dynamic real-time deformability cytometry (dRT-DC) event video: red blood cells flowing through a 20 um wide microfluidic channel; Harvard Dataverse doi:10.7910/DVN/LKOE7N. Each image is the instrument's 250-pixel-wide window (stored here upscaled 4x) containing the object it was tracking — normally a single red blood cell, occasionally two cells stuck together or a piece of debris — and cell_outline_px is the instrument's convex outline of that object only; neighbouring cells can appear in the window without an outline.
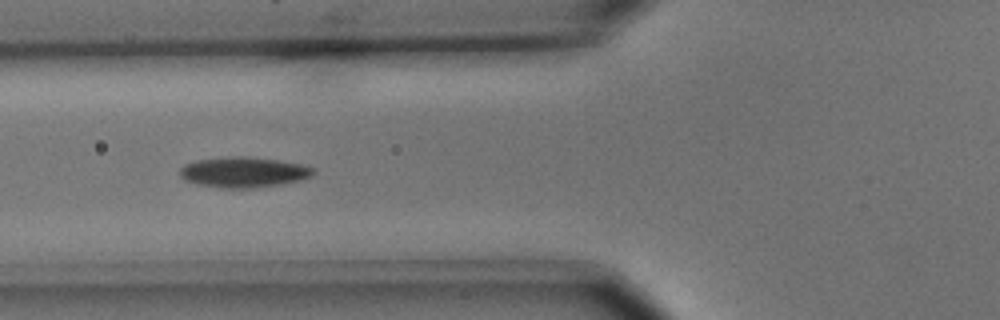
{"species": "common noctule bat (a hibernating species)", "species_latin": "Nyctalus noctula", "temperature_condition": "cold", "stored_images_in_passage": 20, "camera_frame_rate_fps": 3000, "um_per_image_px": 0.085, "animal": {"sex": "male", "body_mass_g": 15.6}, "frame": {"image": 1, "passage_image": 6, "time_ms": 1.667, "image_size_px": [1000, 320], "cell_outline_px": [[316, 172], [312, 176], [300, 180], [284, 184], [252, 188], [220, 188], [196, 184], [184, 180], [180, 176], [180, 168], [184, 164], [196, 160], [228, 156], [248, 156], [276, 160], [300, 164], [316, 168]], "centroid_in_image_um": [20.7, 14.64], "position_along_channel_um": 105.1, "area_um2": 23.99}}
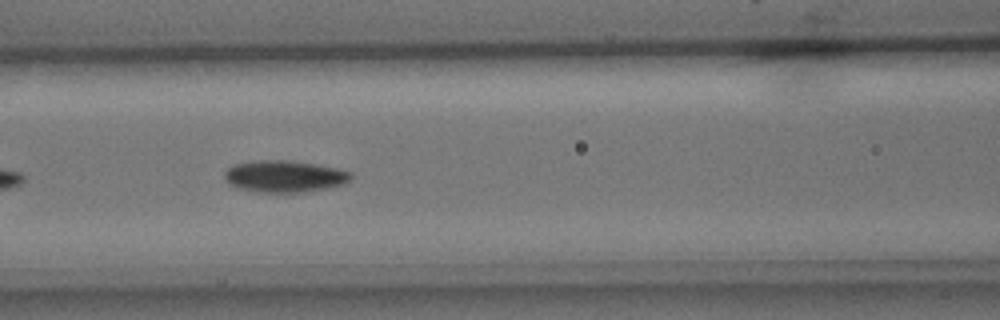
{"frame": {"image": 2, "passage_image": 9, "time_ms": 2.667, "image_size_px": [1000, 320], "cell_outline_px": [[352, 176], [348, 180], [340, 184], [328, 188], [304, 192], [260, 192], [240, 188], [228, 184], [224, 176], [224, 172], [232, 164], [260, 160], [288, 160], [316, 164], [336, 168], [352, 172]], "centroid_in_image_um": [24.15, 14.98], "position_along_channel_um": 142.5, "area_um2": 23.29}}
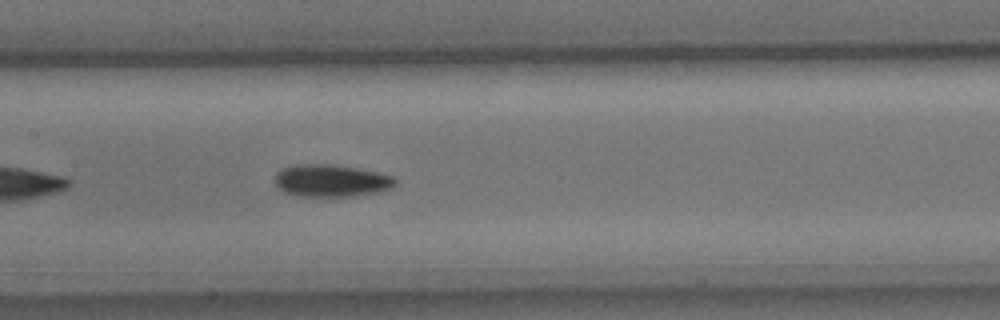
{"frame": {"image": 3, "passage_image": 12, "time_ms": 3.667, "image_size_px": [1000, 320], "cell_outline_px": [[396, 184], [392, 188], [380, 192], [356, 196], [300, 196], [284, 192], [272, 180], [276, 172], [284, 168], [296, 164], [332, 164], [356, 168], [396, 176]], "centroid_in_image_um": [28.17, 15.36], "position_along_channel_um": 179.2, "area_um2": 22.89}}